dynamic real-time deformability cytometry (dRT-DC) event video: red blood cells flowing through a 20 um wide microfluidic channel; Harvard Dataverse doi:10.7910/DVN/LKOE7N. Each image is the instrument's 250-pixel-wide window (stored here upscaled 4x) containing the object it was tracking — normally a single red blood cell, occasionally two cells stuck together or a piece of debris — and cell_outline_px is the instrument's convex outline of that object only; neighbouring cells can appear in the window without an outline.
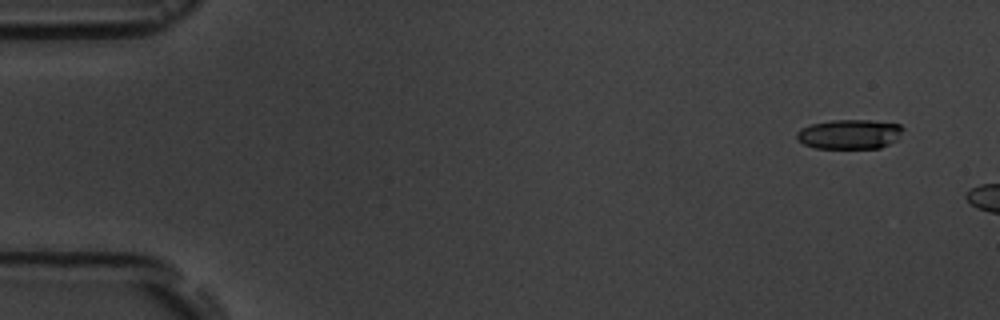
{"species": "common noctule bat (a hibernating species)", "species_latin": "Nyctalus noctula", "temperature_condition": "room temperature", "stored_images_in_passage": 3, "camera_frame_rate_fps": 3000, "um_per_image_px": 0.085, "animal": {"sex": "male", "body_mass_g": 19.5, "forearm_length_mm": 54.6}, "frame": {"image": 1, "passage_image": 1, "time_ms": 0.0, "image_size_px": [1000, 320], "cell_outline_px": [[904, 128], [900, 140], [880, 148], [816, 148], [804, 144], [796, 140], [796, 132], [800, 128], [812, 124], [832, 120], [868, 120], [900, 124]], "centroid_in_image_um": [72.24, 11.41], "position_along_channel_um": 12.8, "area_um2": 18.61}}